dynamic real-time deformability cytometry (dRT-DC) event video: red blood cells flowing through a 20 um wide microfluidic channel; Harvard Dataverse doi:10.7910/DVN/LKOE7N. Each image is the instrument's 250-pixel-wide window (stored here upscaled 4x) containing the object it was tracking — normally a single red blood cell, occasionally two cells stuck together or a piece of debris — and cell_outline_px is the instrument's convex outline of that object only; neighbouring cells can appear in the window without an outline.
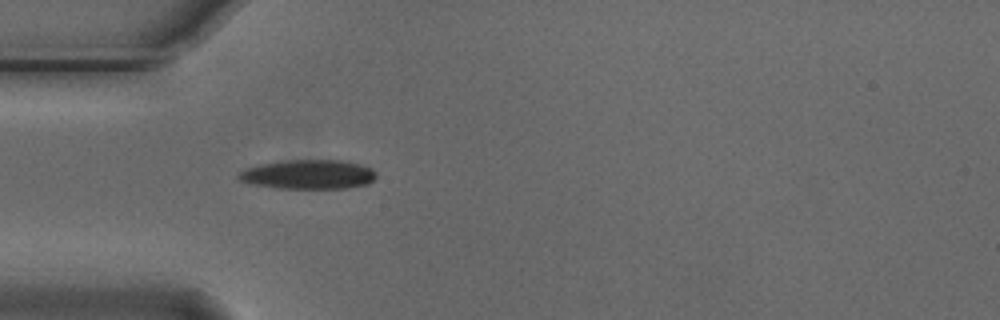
{"species": "Egyptian fruit bat (a non-hibernating species)", "species_latin": "Rousettus aegyptiacus", "temperature_condition": "cold", "stored_images_in_passage": 4, "camera_frame_rate_fps": 3000, "um_per_image_px": 0.085, "animal": {"sex": "male"}, "frame": {"image": 1, "passage_image": 4, "time_ms": 1.0, "image_size_px": [1000, 320], "cell_outline_px": [[376, 176], [368, 184], [344, 188], [276, 188], [252, 184], [240, 180], [236, 176], [240, 172], [248, 168], [260, 164], [288, 160], [340, 160], [360, 164], [372, 168], [376, 172]], "centroid_in_image_um": [26.22, 14.82], "position_along_channel_um": 58.8, "area_um2": 23.35}}